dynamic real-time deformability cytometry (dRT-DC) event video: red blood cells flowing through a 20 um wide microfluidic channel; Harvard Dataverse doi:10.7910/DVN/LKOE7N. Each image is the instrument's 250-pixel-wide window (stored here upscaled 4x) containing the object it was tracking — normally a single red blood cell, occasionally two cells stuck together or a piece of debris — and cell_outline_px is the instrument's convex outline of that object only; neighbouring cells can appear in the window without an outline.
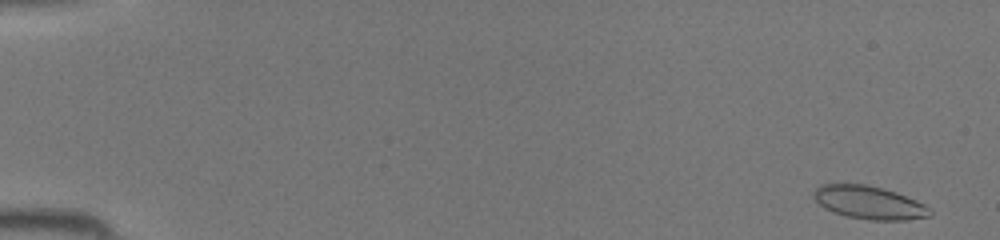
{"species": "common noctule bat (a hibernating species)", "species_latin": "Nyctalus noctula", "temperature_condition": "room temperature", "stored_images_in_passage": 45, "camera_frame_rate_fps": 3000, "um_per_image_px": 0.085, "animal": {"sex": "female", "body_mass_g": 19.5, "forearm_length_mm": 54.1}, "frame": {"image": 1, "passage_image": 2, "time_ms": 0.333, "image_size_px": [1000, 240], "cell_outline_px": [[932, 216], [908, 220], [872, 220], [848, 216], [832, 212], [824, 208], [812, 196], [816, 188], [820, 184], [868, 184], [896, 192], [916, 200], [924, 204], [932, 212]], "centroid_in_image_um": [73.88, 17.21], "position_along_channel_um": 11.1, "area_um2": 22.43}}
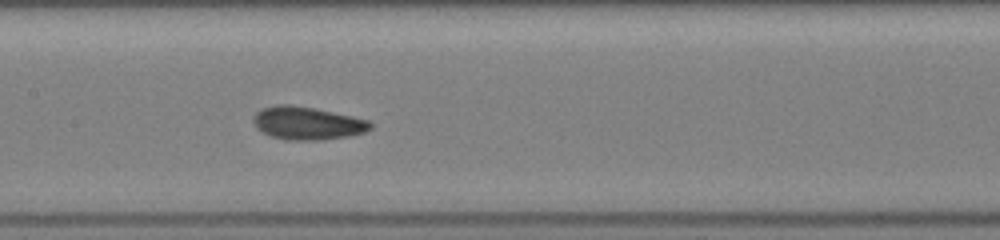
{"frame": {"image": 2, "passage_image": 23, "time_ms": 7.333, "image_size_px": [1000, 240], "cell_outline_px": [[372, 128], [364, 132], [348, 136], [324, 140], [284, 140], [272, 136], [256, 128], [252, 120], [252, 116], [260, 108], [276, 104], [288, 104], [312, 108], [352, 116], [368, 120], [372, 124]], "centroid_in_image_um": [26.08, 10.47], "position_along_channel_um": 181.3, "area_um2": 22.54}}
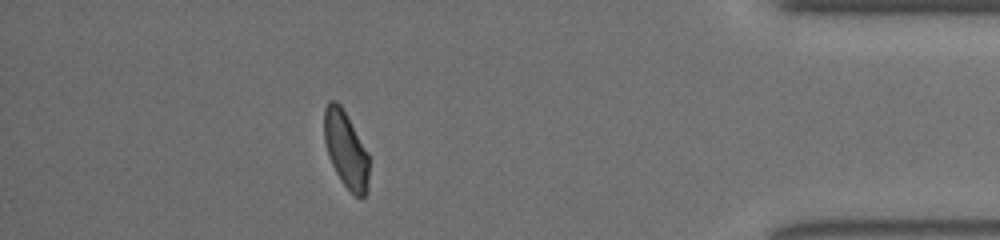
{"frame": {"image": 3, "passage_image": 40, "time_ms": 13.0, "image_size_px": [1000, 240], "cell_outline_px": [[368, 192], [364, 196], [356, 196], [340, 180], [332, 164], [324, 140], [324, 108], [328, 100], [336, 100], [340, 104], [368, 152]], "centroid_in_image_um": [29.39, 12.69], "position_along_channel_um": 405.8, "area_um2": 19.77}}